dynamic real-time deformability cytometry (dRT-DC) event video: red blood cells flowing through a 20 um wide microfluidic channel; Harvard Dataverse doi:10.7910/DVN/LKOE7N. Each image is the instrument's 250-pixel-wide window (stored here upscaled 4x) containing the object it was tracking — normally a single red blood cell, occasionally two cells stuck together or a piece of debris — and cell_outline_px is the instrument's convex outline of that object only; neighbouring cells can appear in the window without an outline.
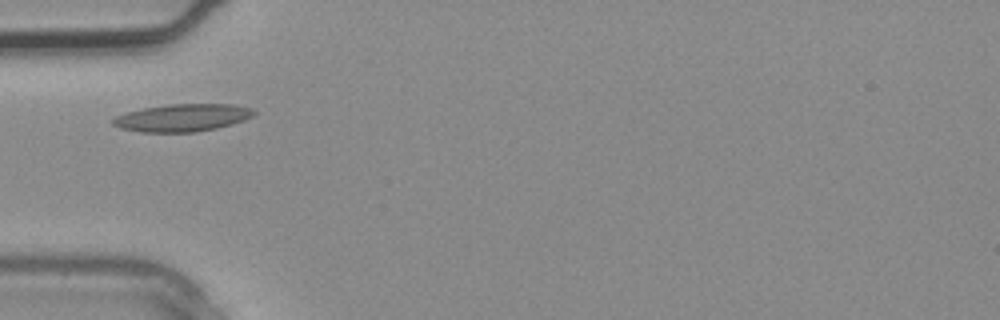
{"species": "common noctule bat (a hibernating species)", "species_latin": "Nyctalus noctula", "temperature_condition": "warm", "stored_images_in_passage": 2, "camera_frame_rate_fps": 3000, "um_per_image_px": 0.085, "animal": {"sex": "male", "body_mass_g": 20.4}, "frame": {"image": 1, "passage_image": 2, "time_ms": 0.333, "image_size_px": [1000, 320], "cell_outline_px": [[256, 112], [252, 116], [244, 120], [232, 124], [216, 128], [196, 132], [140, 132], [120, 128], [112, 124], [112, 120], [116, 116], [128, 112], [144, 108], [168, 104], [232, 104], [252, 108]], "centroid_in_image_um": [15.51, 10.01], "position_along_channel_um": 69.5, "area_um2": 22.54}}